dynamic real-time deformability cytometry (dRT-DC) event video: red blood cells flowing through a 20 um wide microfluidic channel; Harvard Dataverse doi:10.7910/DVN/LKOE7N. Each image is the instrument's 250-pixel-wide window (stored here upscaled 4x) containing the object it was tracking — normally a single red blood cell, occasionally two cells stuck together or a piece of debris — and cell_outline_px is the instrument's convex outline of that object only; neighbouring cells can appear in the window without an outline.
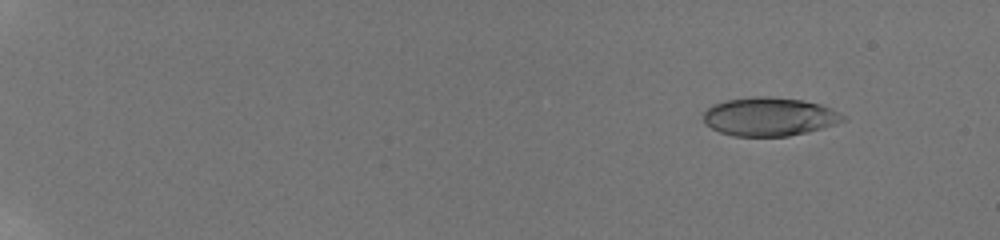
{"species": "human", "species_latin": "Homo sapiens", "temperature_condition": "room temperature", "stored_images_in_passage": 50, "camera_frame_rate_fps": 3000, "um_per_image_px": 0.085, "donor": {"sex": "male"}, "frame": {"image": 1, "passage_image": 7, "time_ms": 2.333, "image_size_px": [1000, 240], "cell_outline_px": [[848, 120], [836, 124], [808, 132], [788, 136], [732, 136], [720, 132], [704, 124], [704, 112], [712, 104], [724, 100], [752, 96], [768, 96], [804, 100], [820, 104], [832, 108], [848, 116]], "centroid_in_image_um": [65.43, 9.91], "position_along_channel_um": 19.6, "area_um2": 31.85}}
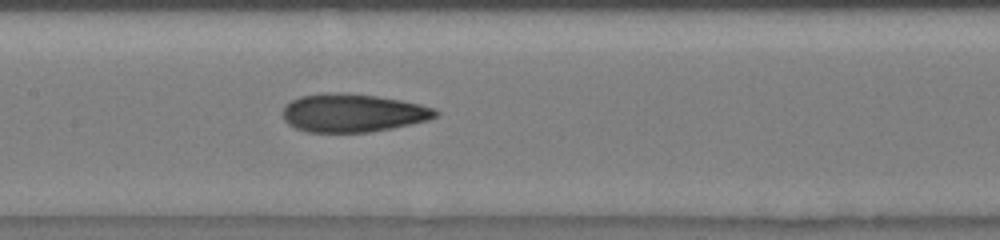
{"frame": {"image": 2, "passage_image": 31, "time_ms": 11.0, "image_size_px": [1000, 240], "cell_outline_px": [[440, 116], [428, 120], [392, 128], [368, 132], [308, 132], [296, 128], [288, 124], [284, 120], [280, 112], [292, 100], [300, 96], [320, 92], [348, 92], [376, 96], [400, 100], [420, 104], [436, 108], [440, 112]], "centroid_in_image_um": [29.99, 9.58], "position_along_channel_um": 177.4, "area_um2": 34.45}}
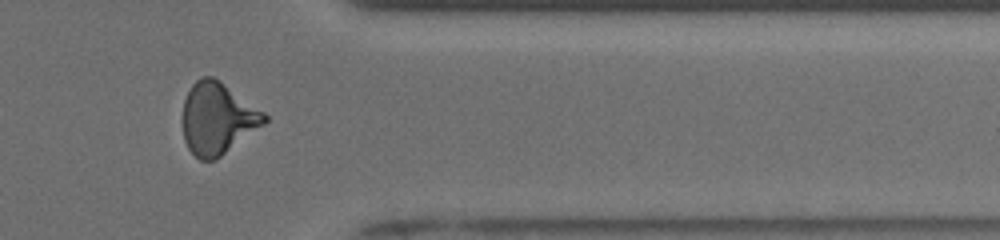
{"frame": {"image": 3, "passage_image": 44, "time_ms": 16.667, "image_size_px": [1000, 240], "cell_outline_px": [[268, 120], [264, 124], [216, 160], [200, 160], [188, 148], [184, 140], [180, 120], [184, 100], [192, 84], [200, 76], [212, 76], [220, 80], [264, 112], [268, 116]], "centroid_in_image_um": [18.45, 10.06], "position_along_channel_um": 393.0, "area_um2": 34.51}, "authors_computed_cell_mechanics": {"area_um2": 32.657, "velocity_mm_per_s": 3.899, "shape_relaxation_time_tau1_ms": 6.4239, "shape_relaxation_time_tau2_ms": 1.4464, "deformation_change_tau1": 0.1745, "deformation_change_tau2": 0.0823}}